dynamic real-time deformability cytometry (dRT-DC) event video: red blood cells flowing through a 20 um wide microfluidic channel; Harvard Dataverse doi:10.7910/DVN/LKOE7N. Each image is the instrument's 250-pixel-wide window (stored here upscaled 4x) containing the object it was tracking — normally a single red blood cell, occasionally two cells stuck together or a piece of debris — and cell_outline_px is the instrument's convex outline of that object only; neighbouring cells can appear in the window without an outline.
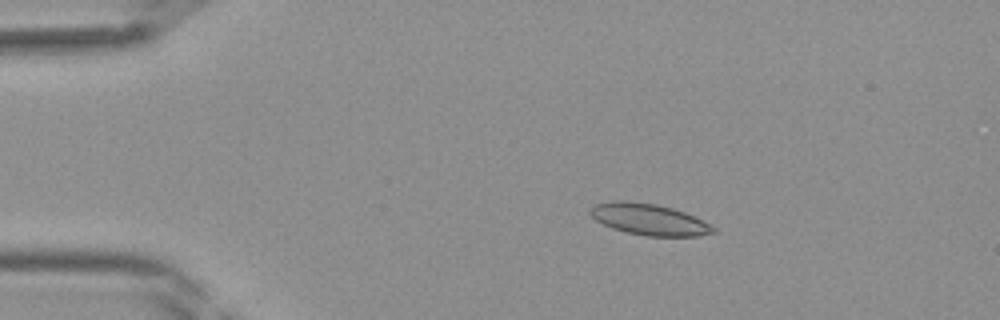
{"species": "Egyptian fruit bat (a non-hibernating species)", "species_latin": "Rousettus aegyptiacus", "temperature_condition": "room temperature", "stored_images_in_passage": 35, "camera_frame_rate_fps": 3000, "um_per_image_px": 0.085, "frame": {"image": 1, "passage_image": 1, "time_ms": 0.0, "image_size_px": [1000, 320], "cell_outline_px": [[716, 232], [700, 236], [644, 236], [624, 232], [612, 228], [596, 220], [588, 212], [596, 204], [612, 200], [624, 200], [656, 204], [672, 208], [684, 212], [716, 228]], "centroid_in_image_um": [55.14, 18.65], "position_along_channel_um": 29.9, "area_um2": 22.37}}
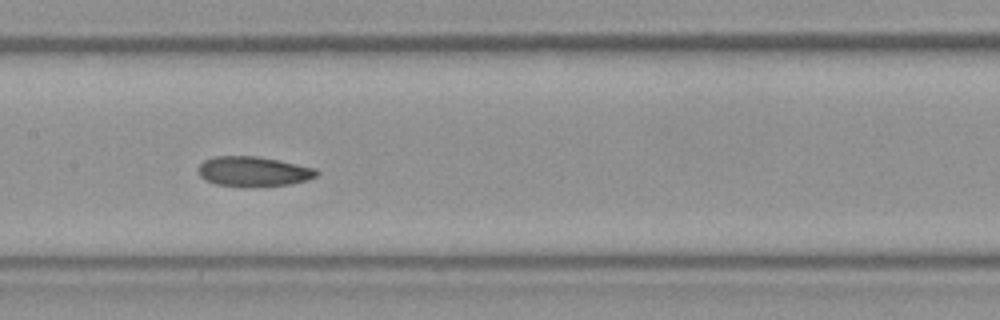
{"frame": {"image": 2, "passage_image": 14, "time_ms": 4.333, "image_size_px": [1000, 320], "cell_outline_px": [[320, 172], [316, 176], [308, 180], [292, 184], [216, 184], [204, 180], [200, 176], [200, 164], [204, 160], [216, 156], [256, 156], [280, 160], [316, 168]], "centroid_in_image_um": [21.59, 14.53], "position_along_channel_um": 185.8, "area_um2": 19.88}}
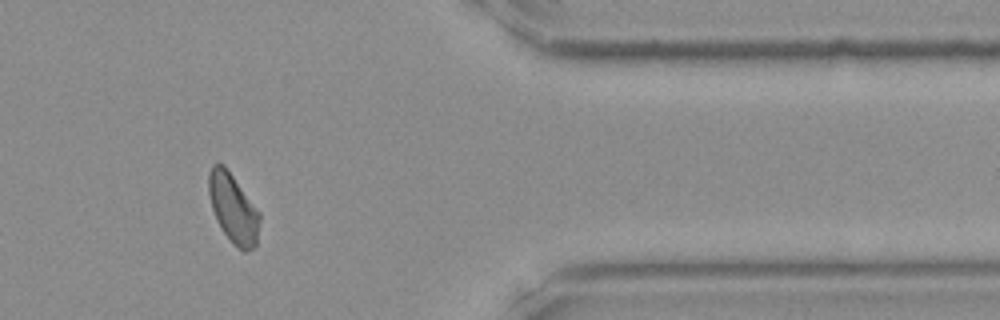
{"frame": {"image": 3, "passage_image": 28, "time_ms": 9.0, "image_size_px": [1000, 320], "cell_outline_px": [[260, 220], [256, 244], [252, 248], [244, 252], [232, 244], [216, 220], [212, 208], [208, 192], [208, 172], [212, 164], [224, 164], [260, 212]], "centroid_in_image_um": [19.81, 17.7], "position_along_channel_um": 391.6, "area_um2": 20.58}}